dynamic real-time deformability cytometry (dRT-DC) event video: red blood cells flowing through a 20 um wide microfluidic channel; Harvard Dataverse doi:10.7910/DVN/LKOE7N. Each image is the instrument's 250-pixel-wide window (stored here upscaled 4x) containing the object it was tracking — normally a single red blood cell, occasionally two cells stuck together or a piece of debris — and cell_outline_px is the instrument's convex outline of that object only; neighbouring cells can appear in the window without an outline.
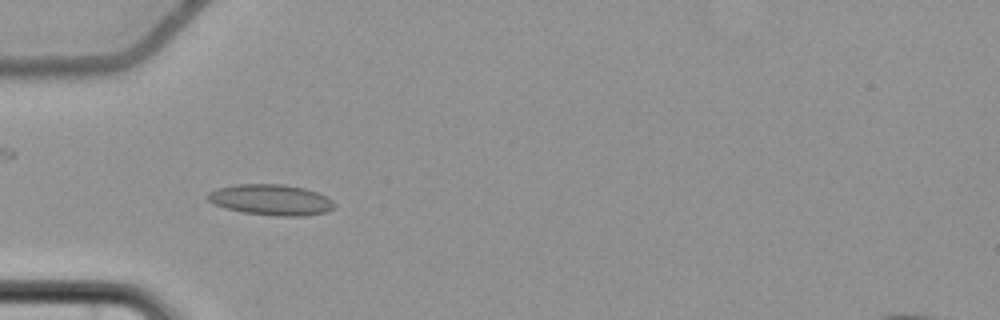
{"species": "common noctule bat (a hibernating species)", "species_latin": "Nyctalus noctula", "temperature_condition": "cold", "stored_images_in_passage": 5, "camera_frame_rate_fps": 3000, "um_per_image_px": 0.085, "animal": {"sex": "female", "body_mass_g": 22.7, "forearm_length_mm": 54.2}, "frame": {"image": 1, "passage_image": 4, "time_ms": 4.667, "image_size_px": [1000, 320], "cell_outline_px": [[336, 204], [328, 212], [304, 216], [276, 216], [244, 212], [224, 208], [212, 204], [204, 196], [208, 192], [216, 188], [236, 184], [284, 184], [304, 188], [328, 196]], "centroid_in_image_um": [23.01, 16.98], "position_along_channel_um": 62.0, "area_um2": 23.06}}
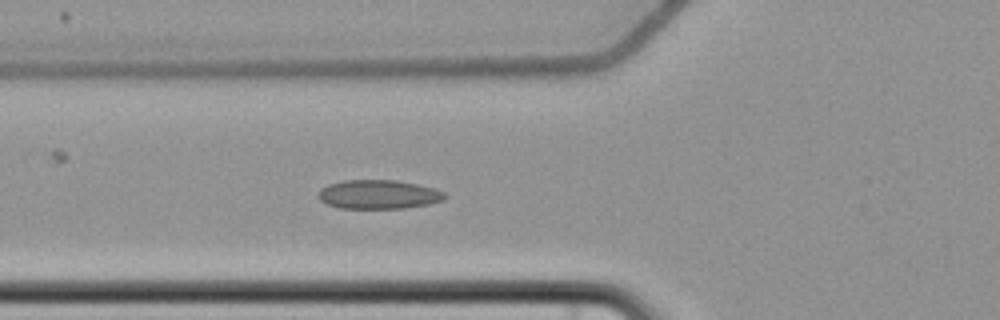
{"frame": {"image": 2, "passage_image": 5, "time_ms": 5.667, "image_size_px": [1000, 320], "cell_outline_px": [[448, 196], [444, 200], [428, 204], [404, 208], [340, 208], [328, 204], [320, 200], [316, 196], [320, 188], [328, 184], [344, 180], [396, 180], [436, 188], [444, 192]], "centroid_in_image_um": [32.17, 16.52], "position_along_channel_um": 93.6, "area_um2": 21.5}}